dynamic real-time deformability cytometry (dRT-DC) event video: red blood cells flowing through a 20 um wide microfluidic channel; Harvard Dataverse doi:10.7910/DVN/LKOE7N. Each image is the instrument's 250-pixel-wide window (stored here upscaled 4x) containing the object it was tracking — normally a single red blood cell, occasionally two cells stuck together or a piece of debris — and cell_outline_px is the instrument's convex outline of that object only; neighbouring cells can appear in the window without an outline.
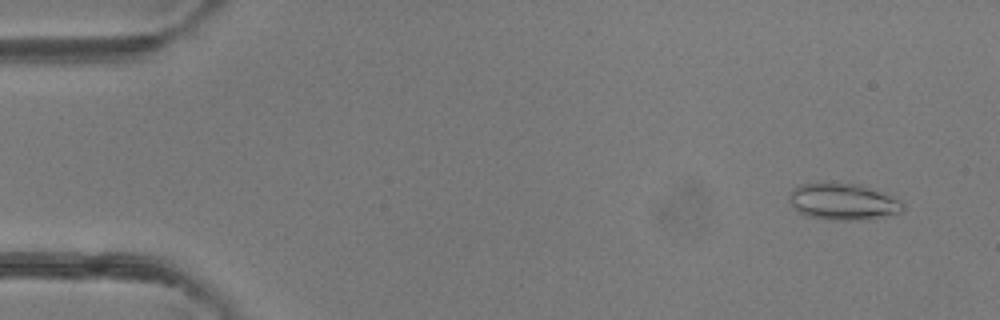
{"species": "common noctule bat (a hibernating species)", "species_latin": "Nyctalus noctula", "temperature_condition": "room temperature", "stored_images_in_passage": 49, "camera_frame_rate_fps": 3000, "um_per_image_px": 0.085, "animal": {"sex": "female"}, "frame": {"image": 1, "passage_image": 4, "time_ms": 1.0, "image_size_px": [1000, 320], "cell_outline_px": [[904, 212], [888, 216], [868, 220], [824, 220], [804, 216], [792, 204], [788, 196], [792, 188], [800, 184], [860, 184], [900, 200], [904, 204]], "centroid_in_image_um": [71.68, 17.18], "position_along_channel_um": 13.3, "area_um2": 24.28}}
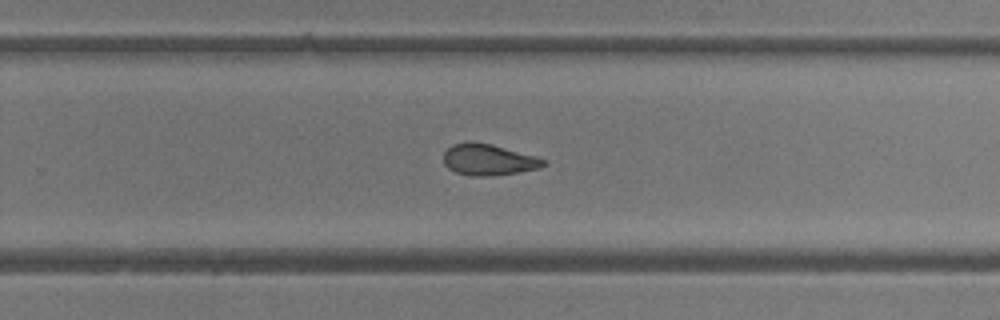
{"frame": {"image": 2, "passage_image": 32, "time_ms": 10.333, "image_size_px": [1000, 320], "cell_outline_px": [[548, 164], [536, 168], [516, 172], [480, 176], [472, 176], [456, 172], [448, 168], [444, 164], [444, 152], [452, 144], [492, 144], [536, 156], [544, 160]], "centroid_in_image_um": [41.52, 13.59], "position_along_channel_um": 288.3, "area_um2": 17.46}}
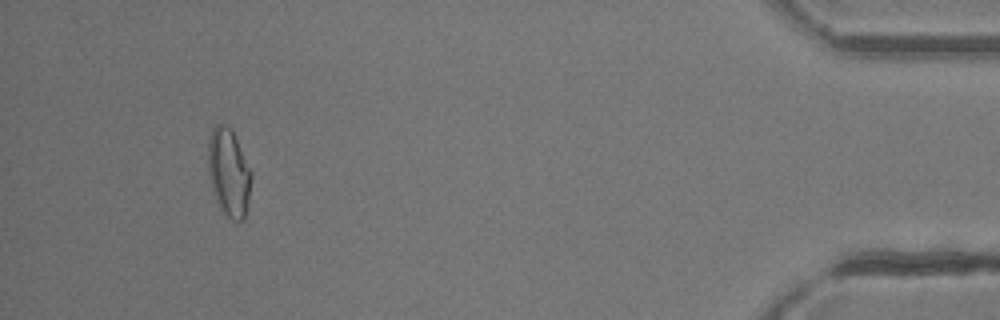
{"frame": {"image": 3, "passage_image": 46, "time_ms": 15.0, "image_size_px": [1000, 320], "cell_outline_px": [[252, 176], [248, 200], [244, 220], [232, 220], [224, 212], [216, 200], [208, 176], [208, 136], [212, 128], [216, 124], [224, 124], [232, 132], [252, 172]], "centroid_in_image_um": [19.42, 14.66], "position_along_channel_um": 415.8, "area_um2": 21.85}, "authors_computed_cell_mechanics": {"area_um2": 19.8254, "velocity_mm_per_s": 4.2574, "shape_relaxation_time_tau1_ms": 3.8317, "shape_relaxation_time_tau2_ms": 3.2972, "deformation_change_tau1": 0.1633, "deformation_change_tau2": 0.107}}